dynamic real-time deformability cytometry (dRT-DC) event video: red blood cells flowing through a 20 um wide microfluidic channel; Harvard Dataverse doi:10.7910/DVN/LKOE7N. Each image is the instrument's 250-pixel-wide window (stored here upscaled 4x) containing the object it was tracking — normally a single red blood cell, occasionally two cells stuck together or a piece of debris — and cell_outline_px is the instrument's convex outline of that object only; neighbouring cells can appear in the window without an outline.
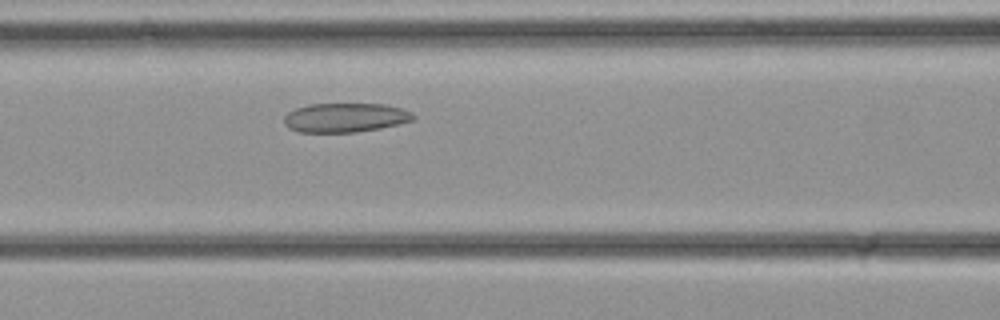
{"species": "common noctule bat (a hibernating species)", "species_latin": "Nyctalus noctula", "temperature_condition": "cold", "stored_images_in_passage": 27, "camera_frame_rate_fps": 3000, "um_per_image_px": 0.085, "animal": {"sex": "female", "body_mass_g": 21.9}, "frame": {"image": 1, "passage_image": 7, "time_ms": 2.0, "image_size_px": [1000, 320], "cell_outline_px": [[416, 120], [380, 128], [356, 132], [300, 132], [288, 128], [284, 124], [284, 116], [288, 112], [296, 108], [308, 104], [384, 104], [400, 108], [412, 112], [416, 116]], "centroid_in_image_um": [29.35, 10.0], "position_along_channel_um": 137.2, "area_um2": 22.08}}
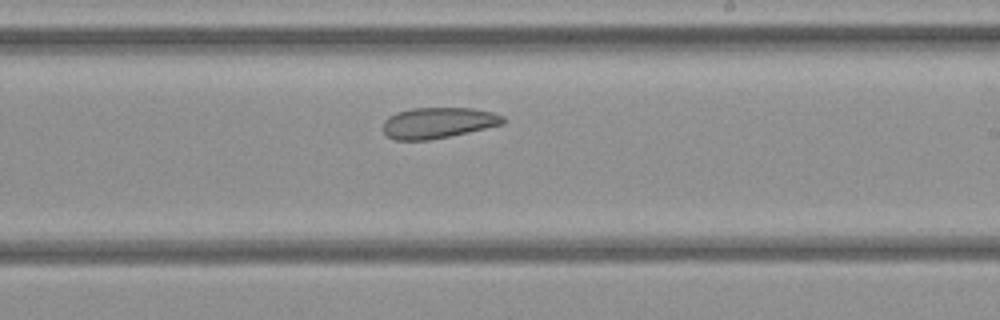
{"frame": {"image": 2, "passage_image": 13, "time_ms": 4.0, "image_size_px": [1000, 320], "cell_outline_px": [[508, 120], [504, 124], [468, 132], [428, 140], [392, 140], [384, 132], [384, 120], [388, 116], [396, 112], [412, 108], [472, 108], [492, 112], [504, 116]], "centroid_in_image_um": [37.25, 10.43], "position_along_channel_um": 251.7, "area_um2": 21.68}}
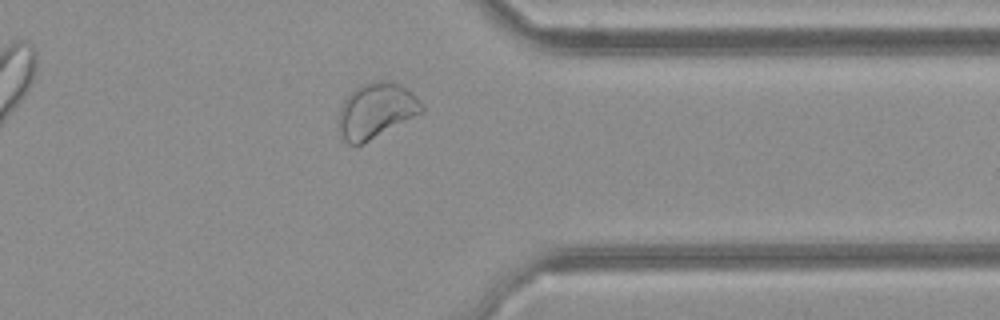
{"frame": {"image": 3, "passage_image": 20, "time_ms": 6.333, "image_size_px": [1000, 320], "cell_outline_px": [[424, 112], [360, 144], [348, 144], [344, 140], [340, 132], [340, 108], [348, 92], [360, 84], [380, 80], [392, 80], [400, 84], [412, 92], [416, 96], [424, 108]], "centroid_in_image_um": [31.98, 9.35], "position_along_channel_um": 379.4, "area_um2": 26.53}}